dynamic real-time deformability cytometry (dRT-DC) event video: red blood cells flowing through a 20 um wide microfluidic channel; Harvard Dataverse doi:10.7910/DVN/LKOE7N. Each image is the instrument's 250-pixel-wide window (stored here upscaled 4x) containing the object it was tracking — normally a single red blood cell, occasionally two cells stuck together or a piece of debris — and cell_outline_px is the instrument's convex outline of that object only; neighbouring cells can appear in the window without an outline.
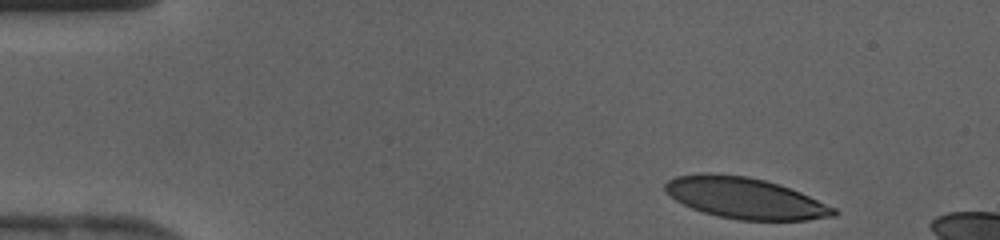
{"species": "human", "species_latin": "Homo sapiens", "temperature_condition": "cold", "stored_images_in_passage": 9, "camera_frame_rate_fps": 3000, "um_per_image_px": 0.085, "donor": {"sex": "female"}, "frame": {"image": 1, "passage_image": 1, "time_ms": 0.0, "image_size_px": [1000, 240], "cell_outline_px": [[840, 212], [836, 216], [808, 220], [740, 220], [720, 216], [704, 212], [692, 208], [676, 200], [664, 188], [664, 184], [668, 180], [676, 176], [708, 172], [748, 176], [764, 180], [800, 192], [836, 208]], "centroid_in_image_um": [63.36, 16.84], "position_along_channel_um": 21.6, "area_um2": 40.11}}